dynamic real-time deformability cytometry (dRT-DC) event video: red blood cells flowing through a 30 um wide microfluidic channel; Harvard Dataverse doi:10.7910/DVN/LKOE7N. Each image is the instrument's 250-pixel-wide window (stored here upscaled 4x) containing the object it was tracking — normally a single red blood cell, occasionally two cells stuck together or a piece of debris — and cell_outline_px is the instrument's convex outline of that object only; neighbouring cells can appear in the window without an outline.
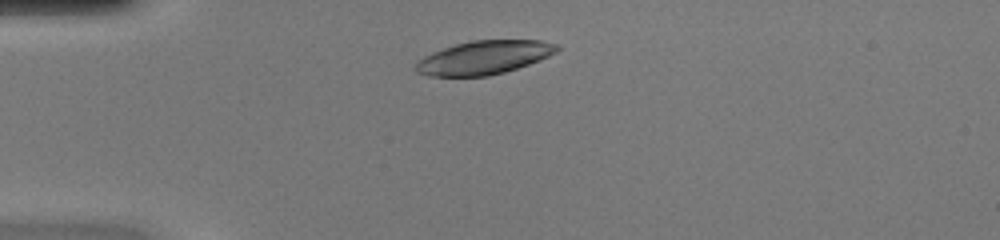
{"species": "common noctule bat (a hibernating species)", "species_latin": "Nyctalus noctula", "temperature_condition": "warm", "stored_images_in_passage": 41, "camera_frame_rate_fps": 3000, "um_per_image_px": 0.085, "animal": {"sex": "female", "body_mass_g": 20.0, "forearm_length_mm": 54.0}, "frame": {"image": 1, "passage_image": 5, "time_ms": 1.333, "image_size_px": [1000, 240], "cell_outline_px": [[560, 48], [556, 52], [540, 60], [504, 72], [488, 76], [428, 76], [416, 72], [412, 68], [424, 56], [432, 52], [456, 44], [472, 40], [540, 40], [556, 44]], "centroid_in_image_um": [41.11, 4.89], "position_along_channel_um": 43.9, "area_um2": 27.51}}
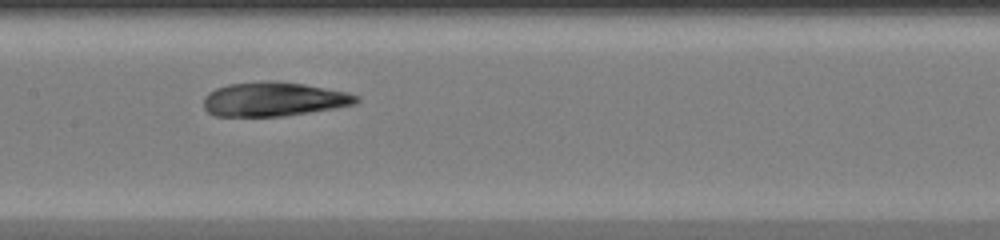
{"frame": {"image": 2, "passage_image": 17, "time_ms": 5.333, "image_size_px": [1000, 240], "cell_outline_px": [[360, 100], [356, 104], [336, 108], [284, 116], [216, 116], [208, 112], [204, 108], [204, 96], [208, 92], [216, 88], [228, 84], [304, 84], [348, 92], [360, 96]], "centroid_in_image_um": [23.31, 8.48], "position_along_channel_um": 184.1, "area_um2": 29.48}}
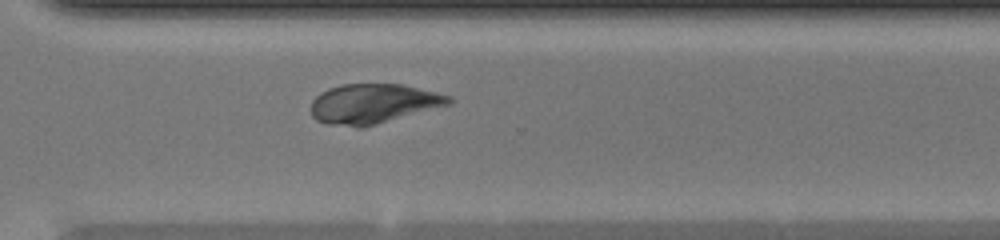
{"frame": {"image": 3, "passage_image": 28, "time_ms": 9.0, "image_size_px": [1000, 240], "cell_outline_px": [[456, 100], [452, 104], [376, 124], [360, 128], [356, 128], [328, 124], [316, 120], [312, 116], [312, 100], [320, 92], [328, 88], [344, 84], [404, 84], [452, 96]], "centroid_in_image_um": [31.76, 8.81], "position_along_channel_um": 338.8, "area_um2": 32.14}}